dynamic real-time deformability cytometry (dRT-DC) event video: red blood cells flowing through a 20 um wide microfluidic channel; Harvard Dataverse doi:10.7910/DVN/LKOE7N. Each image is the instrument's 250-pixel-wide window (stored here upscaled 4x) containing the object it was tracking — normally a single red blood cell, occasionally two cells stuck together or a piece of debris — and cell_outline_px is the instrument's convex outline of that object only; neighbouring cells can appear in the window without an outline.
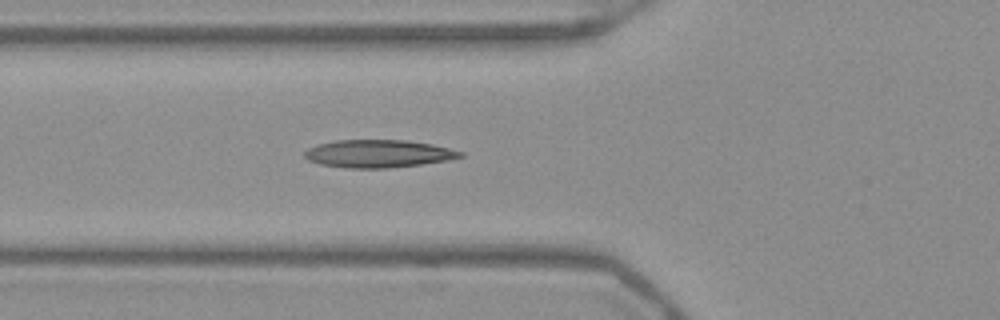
{"species": "Egyptian fruit bat (a non-hibernating species)", "species_latin": "Rousettus aegyptiacus", "temperature_condition": "warm", "stored_images_in_passage": 19, "camera_frame_rate_fps": 3000, "um_per_image_px": 0.085, "frame": {"image": 1, "passage_image": 19, "time_ms": 6.0, "image_size_px": [1000, 320], "cell_outline_px": [[464, 156], [444, 160], [420, 164], [388, 168], [348, 168], [320, 164], [308, 160], [304, 156], [304, 152], [308, 148], [320, 144], [336, 140], [408, 140], [432, 144], [464, 152]], "centroid_in_image_um": [32.14, 13.06], "position_along_channel_um": 93.7, "area_um2": 24.97}}